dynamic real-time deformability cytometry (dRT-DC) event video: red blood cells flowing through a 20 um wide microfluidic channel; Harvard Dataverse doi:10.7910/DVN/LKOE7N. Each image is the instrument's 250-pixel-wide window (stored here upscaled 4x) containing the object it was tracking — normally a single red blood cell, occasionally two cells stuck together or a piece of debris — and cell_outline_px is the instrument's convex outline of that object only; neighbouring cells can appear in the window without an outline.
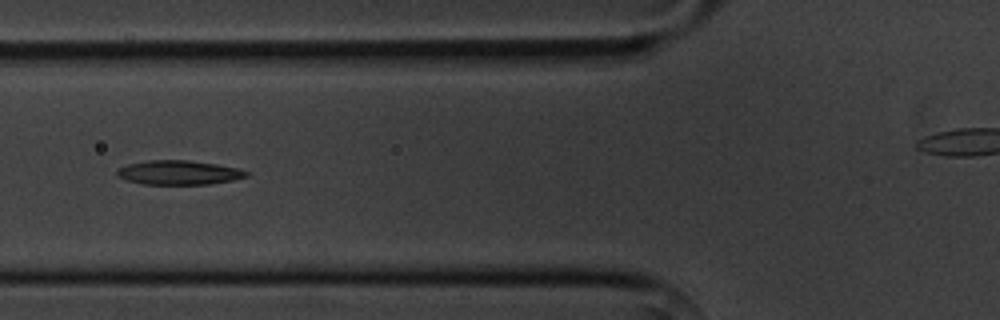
{"species": "common noctule bat (a hibernating species)", "species_latin": "Nyctalus noctula", "temperature_condition": "cold", "stored_images_in_passage": 4, "camera_frame_rate_fps": 3000, "um_per_image_px": 0.085, "animal": {"sex": "male", "body_mass_g": 20.1, "forearm_length_mm": 53.5}, "frame": {"image": 1, "passage_image": 3, "time_ms": 3.0, "image_size_px": [1000, 320], "cell_outline_px": [[248, 176], [232, 180], [208, 184], [144, 184], [124, 180], [116, 176], [116, 168], [128, 164], [148, 160], [188, 160], [216, 164], [240, 168], [248, 172]], "centroid_in_image_um": [15.15, 14.66], "position_along_channel_um": 110.6, "area_um2": 18.38}}
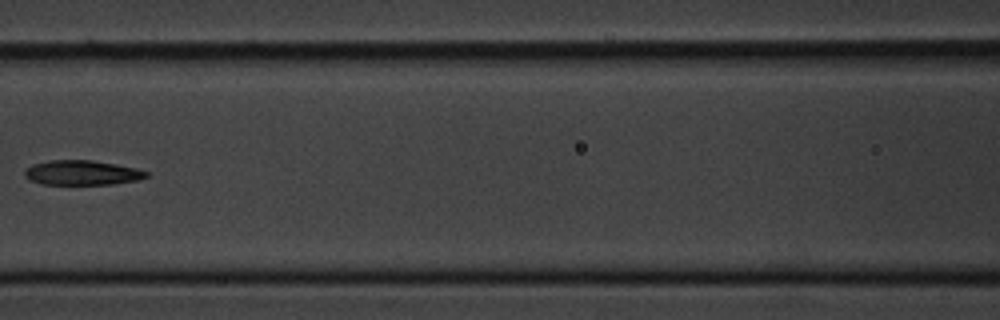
{"frame": {"image": 2, "passage_image": 4, "time_ms": 4.333, "image_size_px": [1000, 320], "cell_outline_px": [[148, 176], [140, 180], [112, 184], [40, 184], [28, 180], [24, 176], [24, 168], [32, 164], [52, 160], [92, 160], [116, 164], [136, 168], [148, 172]], "centroid_in_image_um": [6.94, 14.68], "position_along_channel_um": 159.7, "area_um2": 17.69}}